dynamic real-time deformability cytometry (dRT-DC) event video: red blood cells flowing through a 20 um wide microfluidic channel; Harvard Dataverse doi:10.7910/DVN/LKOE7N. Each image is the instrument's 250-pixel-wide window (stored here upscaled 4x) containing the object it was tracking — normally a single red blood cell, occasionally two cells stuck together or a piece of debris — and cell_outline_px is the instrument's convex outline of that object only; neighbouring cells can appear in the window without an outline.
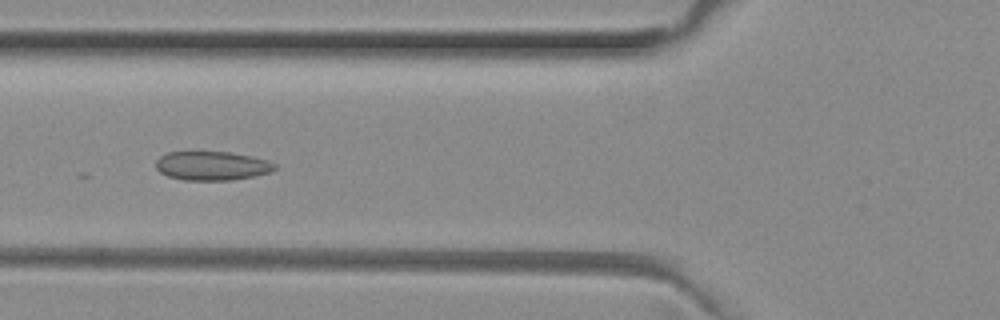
{"species": "common noctule bat (a hibernating species)", "species_latin": "Nyctalus noctula", "temperature_condition": "room temperature", "stored_images_in_passage": 52, "camera_frame_rate_fps": 3000, "um_per_image_px": 0.085, "animal": {"sex": "female", "body_mass_g": 29.2, "forearm_length_mm": 56.3}, "frame": {"image": 1, "passage_image": 20, "time_ms": 6.333, "image_size_px": [1000, 320], "cell_outline_px": [[276, 168], [272, 172], [232, 180], [184, 180], [168, 176], [160, 172], [156, 168], [156, 160], [160, 156], [168, 152], [228, 152], [252, 156], [268, 160], [276, 164]], "centroid_in_image_um": [18.03, 14.09], "position_along_channel_um": 107.8, "area_um2": 20.06}}
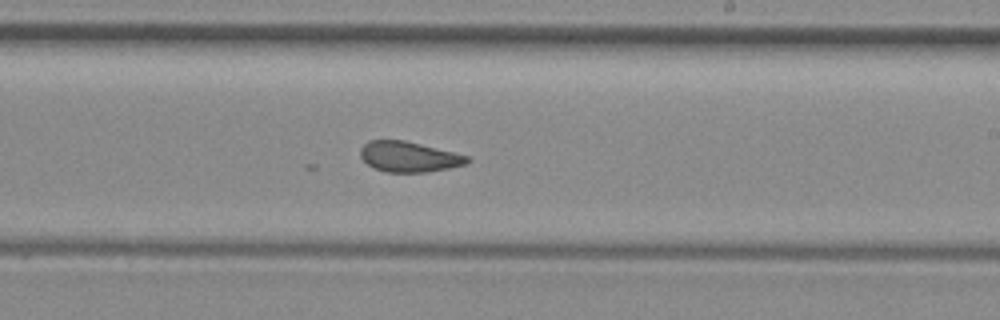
{"frame": {"image": 2, "passage_image": 31, "time_ms": 10.0, "image_size_px": [1000, 320], "cell_outline_px": [[472, 160], [468, 164], [428, 172], [384, 172], [372, 168], [360, 156], [360, 148], [368, 140], [404, 140], [468, 156]], "centroid_in_image_um": [34.74, 13.33], "position_along_channel_um": 254.3, "area_um2": 18.96}}
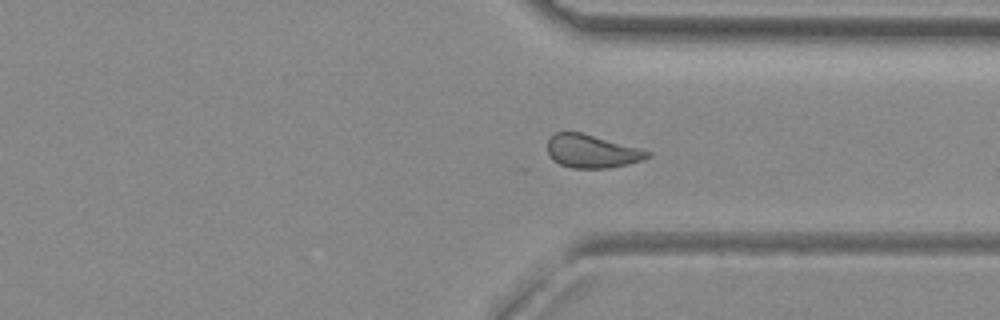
{"frame": {"image": 3, "passage_image": 39, "time_ms": 12.667, "image_size_px": [1000, 320], "cell_outline_px": [[652, 156], [644, 160], [628, 164], [608, 168], [572, 168], [560, 164], [552, 160], [548, 156], [548, 140], [556, 132], [580, 132], [640, 148], [652, 152]], "centroid_in_image_um": [50.33, 12.87], "position_along_channel_um": 361.1, "area_um2": 19.42}}